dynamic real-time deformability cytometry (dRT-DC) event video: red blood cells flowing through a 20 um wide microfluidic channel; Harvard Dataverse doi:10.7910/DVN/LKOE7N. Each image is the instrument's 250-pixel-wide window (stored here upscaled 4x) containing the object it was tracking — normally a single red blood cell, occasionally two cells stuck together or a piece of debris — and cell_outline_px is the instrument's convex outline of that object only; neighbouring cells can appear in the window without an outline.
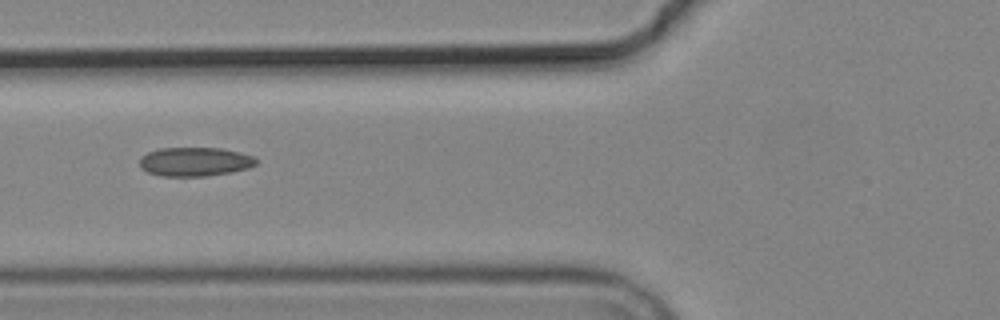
{"species": "common noctule bat (a hibernating species)", "species_latin": "Nyctalus noctula", "temperature_condition": "cold", "stored_images_in_passage": 10, "camera_frame_rate_fps": 3000, "um_per_image_px": 0.085, "animal": {"sex": "male", "body_mass_g": 19.2, "forearm_length_mm": 51.8}, "frame": {"image": 1, "passage_image": 7, "time_ms": 7.0, "image_size_px": [1000, 320], "cell_outline_px": [[256, 164], [248, 168], [232, 172], [208, 176], [160, 176], [148, 172], [140, 168], [140, 156], [148, 152], [160, 148], [220, 148], [240, 152], [252, 156], [256, 160]], "centroid_in_image_um": [16.54, 13.75], "position_along_channel_um": 109.3, "area_um2": 19.71}}
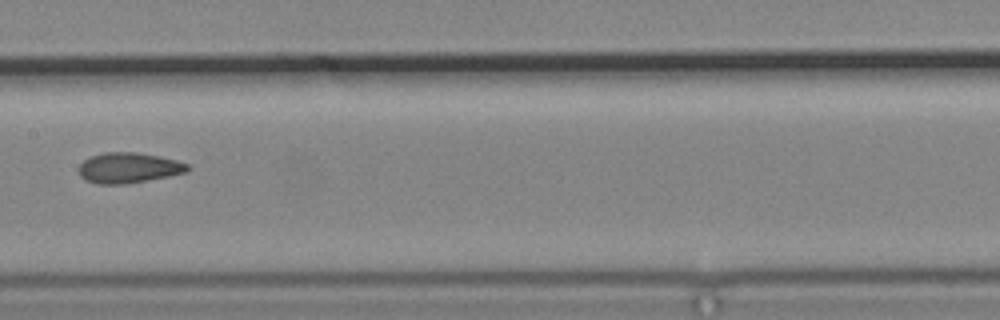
{"frame": {"image": 2, "passage_image": 9, "time_ms": 9.333, "image_size_px": [1000, 320], "cell_outline_px": [[192, 168], [188, 172], [168, 176], [124, 184], [96, 184], [84, 180], [80, 176], [80, 164], [84, 160], [92, 156], [104, 152], [136, 152], [160, 156], [176, 160], [188, 164]], "centroid_in_image_um": [10.95, 14.26], "position_along_channel_um": 196.5, "area_um2": 19.31}}
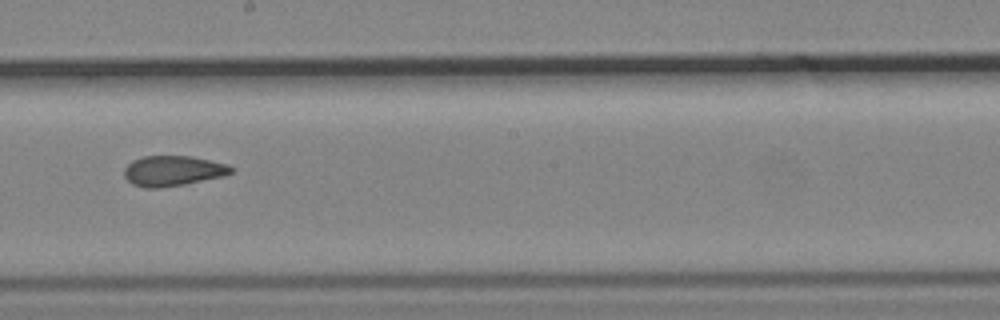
{"frame": {"image": 3, "passage_image": 10, "time_ms": 10.333, "image_size_px": [1000, 320], "cell_outline_px": [[232, 172], [224, 176], [184, 184], [160, 188], [144, 188], [132, 184], [124, 176], [124, 168], [132, 160], [144, 156], [192, 156], [228, 164], [232, 168]], "centroid_in_image_um": [14.68, 14.52], "position_along_channel_um": 233.5, "area_um2": 18.9}}